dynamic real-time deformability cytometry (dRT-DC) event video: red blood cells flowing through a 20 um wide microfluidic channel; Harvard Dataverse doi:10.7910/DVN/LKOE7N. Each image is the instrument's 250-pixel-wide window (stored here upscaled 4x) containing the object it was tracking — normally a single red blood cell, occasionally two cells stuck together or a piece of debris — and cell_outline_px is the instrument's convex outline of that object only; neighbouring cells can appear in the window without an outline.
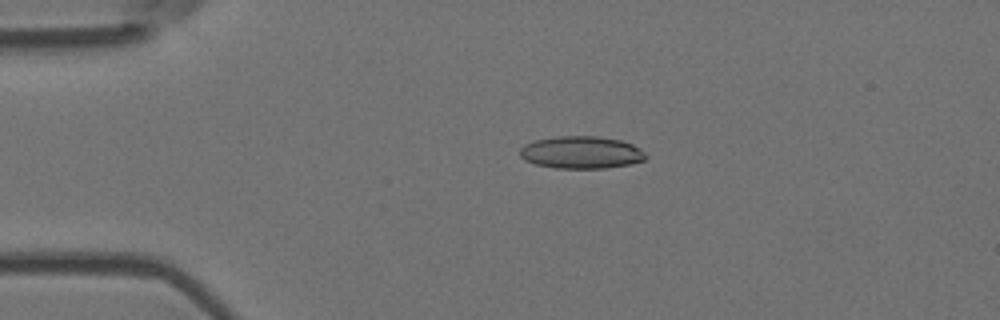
{"species": "Egyptian fruit bat (a non-hibernating species)", "species_latin": "Rousettus aegyptiacus", "temperature_condition": "room temperature", "stored_images_in_passage": 53, "camera_frame_rate_fps": 3000, "um_per_image_px": 0.085, "animal": {"sex": "female"}, "frame": {"image": 1, "passage_image": 11, "time_ms": 3.333, "image_size_px": [1000, 320], "cell_outline_px": [[648, 156], [644, 160], [632, 164], [604, 168], [556, 168], [536, 164], [524, 160], [520, 156], [520, 148], [524, 144], [536, 140], [556, 136], [596, 136], [620, 140], [632, 144], [640, 148]], "centroid_in_image_um": [49.41, 12.95], "position_along_channel_um": 35.6, "area_um2": 23.81}}
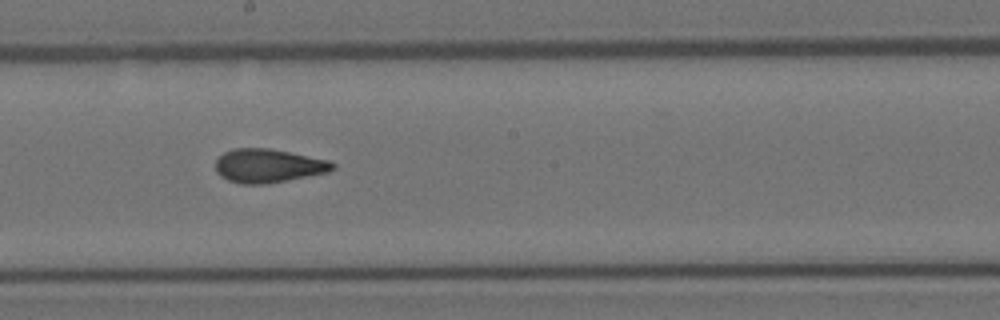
{"frame": {"image": 2, "passage_image": 29, "time_ms": 9.333, "image_size_px": [1000, 320], "cell_outline_px": [[336, 168], [328, 172], [268, 184], [240, 184], [228, 180], [220, 176], [216, 172], [216, 160], [224, 152], [232, 148], [268, 148], [328, 160], [336, 164]], "centroid_in_image_um": [22.78, 14.1], "position_along_channel_um": 225.4, "area_um2": 23.0}}
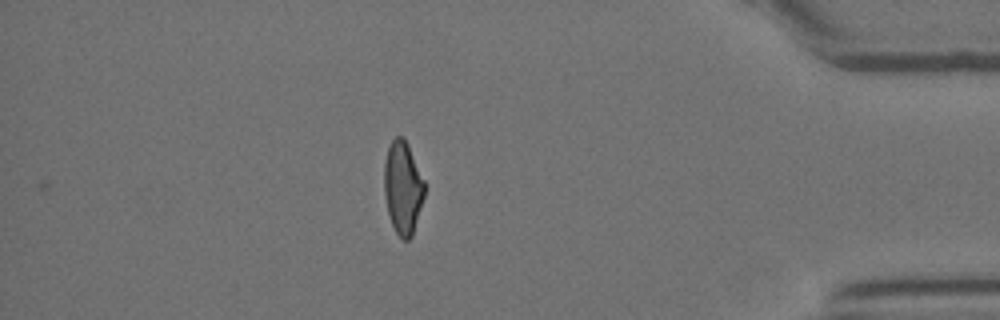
{"frame": {"image": 3, "passage_image": 46, "time_ms": 15.0, "image_size_px": [1000, 320], "cell_outline_px": [[424, 196], [412, 236], [408, 240], [404, 240], [396, 232], [388, 216], [384, 196], [384, 164], [388, 148], [392, 140], [396, 136], [404, 136], [408, 144], [424, 180]], "centroid_in_image_um": [34.22, 15.94], "position_along_channel_um": 401.0, "area_um2": 21.79}, "authors_computed_cell_mechanics": {"area_um2": 22.7154, "velocity_mm_per_s": 3.795, "shape_relaxation_time_tau1_ms": null, "shape_relaxation_time_tau2_ms": 1.9668, "deformation_change_tau1": null, "deformation_change_tau2": 0.1026}}